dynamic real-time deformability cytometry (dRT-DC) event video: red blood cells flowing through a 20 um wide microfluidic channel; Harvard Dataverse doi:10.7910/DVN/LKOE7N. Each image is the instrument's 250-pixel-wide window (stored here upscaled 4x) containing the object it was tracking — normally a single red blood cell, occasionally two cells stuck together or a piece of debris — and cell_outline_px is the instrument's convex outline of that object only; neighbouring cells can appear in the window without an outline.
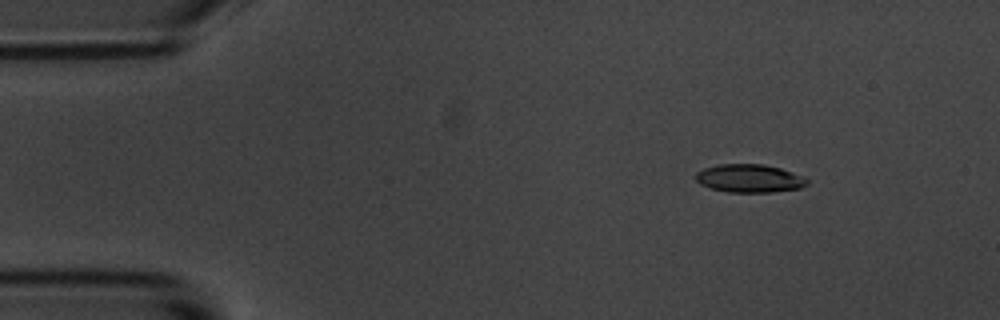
{"species": "common noctule bat (a hibernating species)", "species_latin": "Nyctalus noctula", "temperature_condition": "room temperature", "stored_images_in_passage": 11, "camera_frame_rate_fps": 3000, "um_per_image_px": 0.085, "animal": {"sex": "male", "body_mass_g": 20.1, "forearm_length_mm": 53.5}, "frame": {"image": 1, "passage_image": 2, "time_ms": 2.0, "image_size_px": [1000, 320], "cell_outline_px": [[808, 184], [800, 188], [772, 192], [728, 192], [712, 188], [700, 184], [696, 180], [696, 172], [704, 168], [716, 164], [764, 164], [780, 168], [804, 176], [808, 180]], "centroid_in_image_um": [63.71, 15.15], "position_along_channel_um": 21.3, "area_um2": 18.32}}
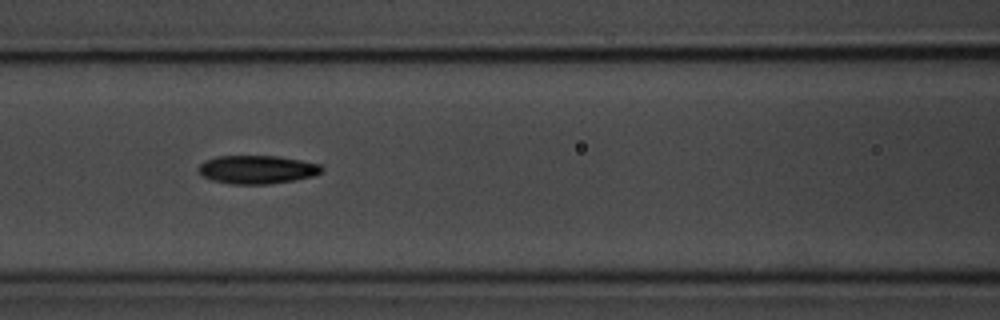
{"frame": {"image": 2, "passage_image": 7, "time_ms": 7.667, "image_size_px": [1000, 320], "cell_outline_px": [[324, 168], [320, 172], [312, 176], [292, 180], [268, 184], [232, 184], [212, 180], [204, 176], [200, 172], [200, 164], [216, 156], [276, 156], [300, 160], [320, 164]], "centroid_in_image_um": [21.87, 14.41], "position_along_channel_um": 144.7, "area_um2": 20.0}}
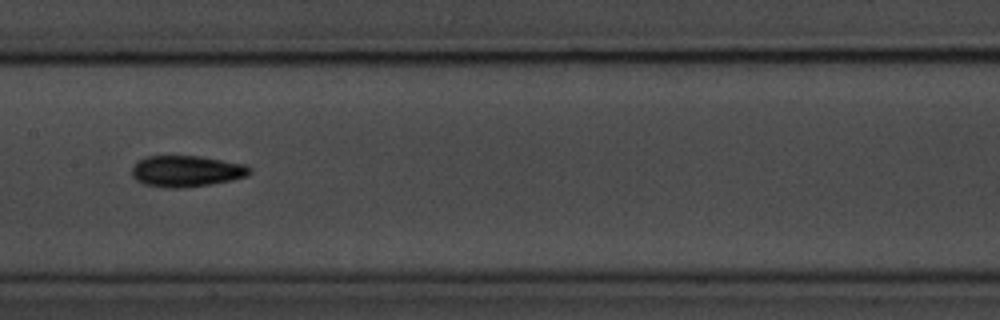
{"frame": {"image": 3, "passage_image": 8, "time_ms": 9.0, "image_size_px": [1000, 320], "cell_outline_px": [[252, 172], [248, 176], [232, 180], [208, 184], [180, 188], [164, 188], [144, 184], [136, 180], [132, 176], [132, 168], [140, 160], [148, 156], [200, 156], [244, 164]], "centroid_in_image_um": [15.84, 14.55], "position_along_channel_um": 191.6, "area_um2": 21.27}}